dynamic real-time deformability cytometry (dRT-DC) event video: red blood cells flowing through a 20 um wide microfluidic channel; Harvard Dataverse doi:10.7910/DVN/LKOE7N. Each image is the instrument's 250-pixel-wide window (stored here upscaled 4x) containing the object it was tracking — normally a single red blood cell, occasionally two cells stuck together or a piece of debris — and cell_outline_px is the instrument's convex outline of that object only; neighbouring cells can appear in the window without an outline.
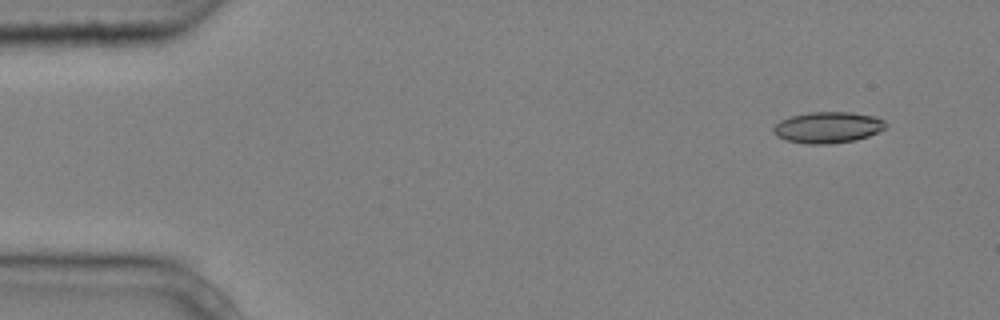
{"species": "common noctule bat (a hibernating species)", "species_latin": "Nyctalus noctula", "temperature_condition": "cold", "stored_images_in_passage": 11, "camera_frame_rate_fps": 3000, "um_per_image_px": 0.085, "animal": {"sex": "male", "body_mass_g": 20.4}, "frame": {"image": 1, "passage_image": 1, "time_ms": 0.0, "image_size_px": [1000, 320], "cell_outline_px": [[888, 128], [868, 136], [856, 140], [832, 144], [808, 144], [788, 140], [776, 136], [772, 132], [772, 128], [780, 120], [792, 116], [808, 112], [852, 112], [876, 116], [884, 120], [888, 124]], "centroid_in_image_um": [70.41, 10.83], "position_along_channel_um": 14.6, "area_um2": 20.69}}
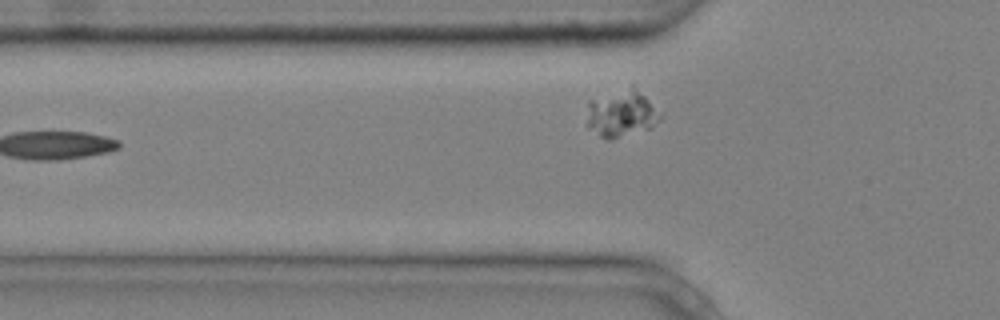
{"frame": {"image": 2, "passage_image": 5, "time_ms": 1.333, "image_size_px": [1000, 320], "cell_outline_px": [[664, 116], [652, 128], [612, 140], [608, 140], [600, 136], [588, 128], [588, 100], [632, 84]], "centroid_in_image_um": [52.84, 9.65], "position_along_channel_um": 73.0, "area_um2": 20.4}}
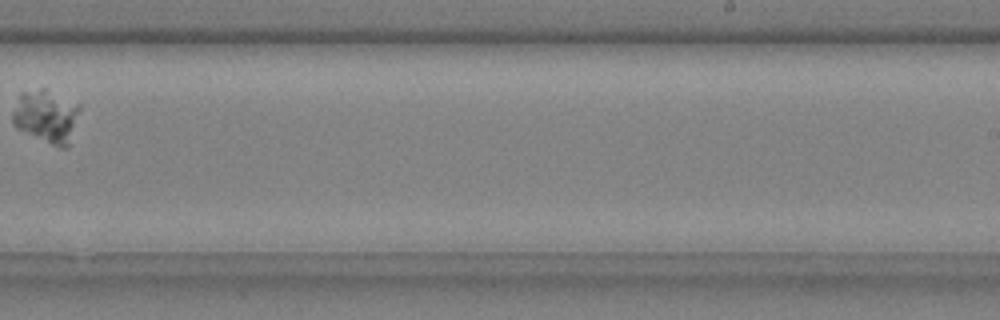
{"frame": {"image": 3, "passage_image": 10, "time_ms": 3.0, "image_size_px": [1000, 320], "cell_outline_px": [[80, 108], [68, 148], [60, 148], [16, 128], [12, 120], [12, 112], [20, 92], [40, 88], [44, 88], [80, 104]], "centroid_in_image_um": [3.93, 9.87], "position_along_channel_um": 285.1, "area_um2": 20.69}}